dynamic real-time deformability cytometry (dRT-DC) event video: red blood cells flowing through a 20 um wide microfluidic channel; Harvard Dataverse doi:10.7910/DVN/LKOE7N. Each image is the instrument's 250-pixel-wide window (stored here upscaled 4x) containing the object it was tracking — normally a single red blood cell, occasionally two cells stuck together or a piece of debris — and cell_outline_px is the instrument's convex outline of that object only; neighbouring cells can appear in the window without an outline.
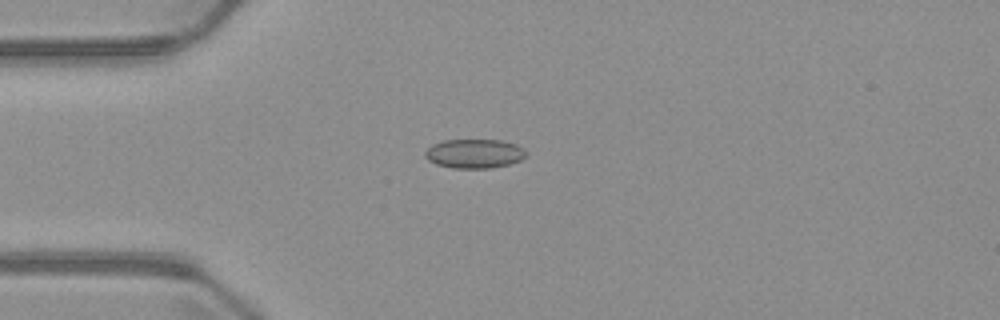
{"species": "common noctule bat (a hibernating species)", "species_latin": "Nyctalus noctula", "temperature_condition": "warm", "stored_images_in_passage": 1, "camera_frame_rate_fps": 3000, "um_per_image_px": 0.085, "animal": {"sex": "male", "body_mass_g": 23.1, "forearm_length_mm": 52.7}, "frame": {"image": 1, "passage_image": 1, "time_ms": 0.0, "image_size_px": [1000, 320], "cell_outline_px": [[528, 156], [520, 160], [508, 164], [492, 168], [452, 168], [436, 164], [428, 160], [424, 156], [424, 152], [432, 144], [444, 140], [504, 140], [516, 144], [524, 148]], "centroid_in_image_um": [40.33, 13.05], "position_along_channel_um": 44.7, "area_um2": 17.34}}